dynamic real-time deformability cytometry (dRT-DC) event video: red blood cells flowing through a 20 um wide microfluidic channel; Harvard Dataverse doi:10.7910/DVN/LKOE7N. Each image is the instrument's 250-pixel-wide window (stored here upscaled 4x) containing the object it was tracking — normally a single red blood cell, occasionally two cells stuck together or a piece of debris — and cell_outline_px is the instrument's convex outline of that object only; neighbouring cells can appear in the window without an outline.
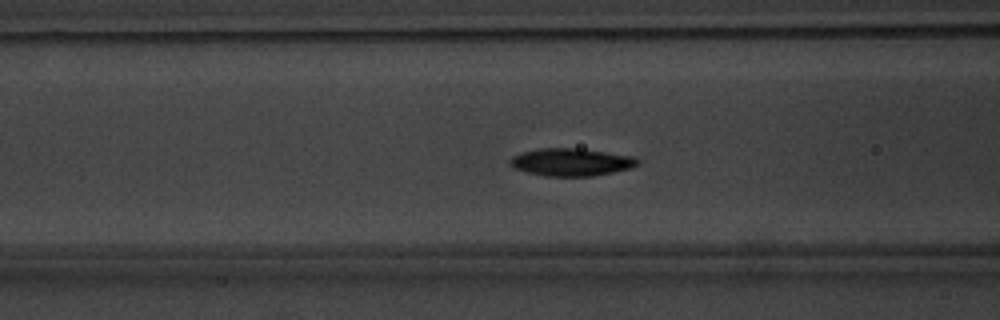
{"species": "common noctule bat (a hibernating species)", "species_latin": "Nyctalus noctula", "temperature_condition": "warm", "stored_images_in_passage": 49, "camera_frame_rate_fps": 3000, "um_per_image_px": 0.085, "animal": {"sex": "male", "body_mass_g": 20.1, "forearm_length_mm": 53.5}, "frame": {"image": 1, "passage_image": 17, "time_ms": 5.333, "image_size_px": [1000, 320], "cell_outline_px": [[640, 164], [632, 168], [592, 176], [544, 176], [524, 172], [512, 168], [508, 164], [508, 160], [512, 156], [524, 152], [540, 148], [580, 148], [636, 156], [640, 160]], "centroid_in_image_um": [48.56, 13.78], "position_along_channel_um": 118.0, "area_um2": 20.92}}
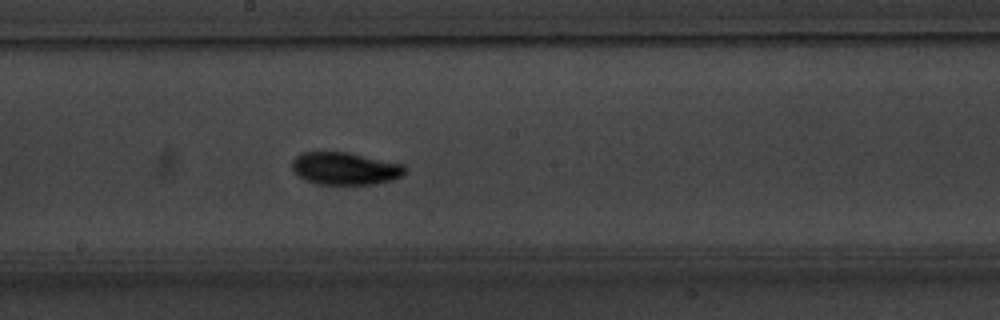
{"frame": {"image": 2, "passage_image": 25, "time_ms": 8.0, "image_size_px": [1000, 320], "cell_outline_px": [[408, 168], [404, 176], [392, 180], [376, 184], [320, 184], [304, 180], [292, 168], [292, 160], [300, 152], [348, 152], [404, 164]], "centroid_in_image_um": [29.38, 14.32], "position_along_channel_um": 218.8, "area_um2": 21.56}}
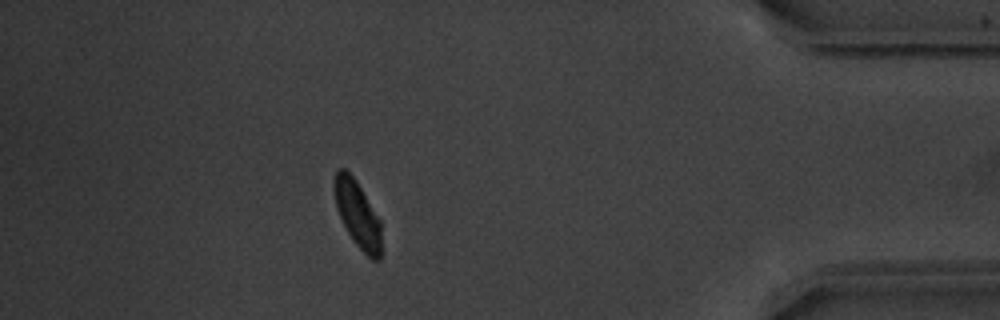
{"frame": {"image": 3, "passage_image": 43, "time_ms": 14.0, "image_size_px": [1000, 320], "cell_outline_px": [[380, 260], [372, 260], [352, 240], [336, 208], [332, 188], [332, 180], [336, 168], [344, 168], [356, 180], [380, 220]], "centroid_in_image_um": [30.34, 18.14], "position_along_channel_um": 404.9, "area_um2": 18.26}, "authors_computed_cell_mechanics": {"area_um2": 19.5364, "velocity_mm_per_s": 3.7821, "shape_relaxation_time_tau1_ms": 1.575, "shape_relaxation_time_tau2_ms": 3.6826, "deformation_change_tau1": 0.1206, "deformation_change_tau2": 0.0786}}